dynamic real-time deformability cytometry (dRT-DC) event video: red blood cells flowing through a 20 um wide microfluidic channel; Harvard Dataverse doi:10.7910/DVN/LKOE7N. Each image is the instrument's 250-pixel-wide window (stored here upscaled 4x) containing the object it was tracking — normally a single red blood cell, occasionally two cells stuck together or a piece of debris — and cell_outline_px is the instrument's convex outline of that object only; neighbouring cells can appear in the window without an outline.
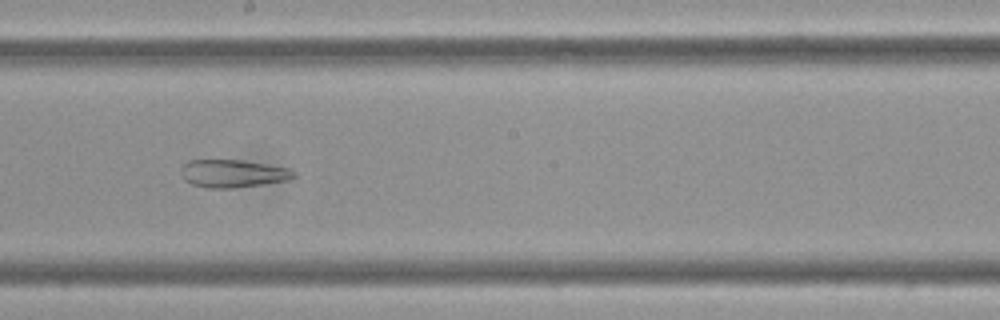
{"species": "Egyptian fruit bat (a non-hibernating species)", "species_latin": "Rousettus aegyptiacus", "temperature_condition": "cold", "stored_images_in_passage": 60, "camera_frame_rate_fps": 3000, "um_per_image_px": 0.085, "frame": {"image": 1, "passage_image": 34, "time_ms": 11.0, "image_size_px": [1000, 320], "cell_outline_px": [[296, 176], [288, 180], [232, 188], [204, 188], [192, 184], [184, 180], [180, 176], [180, 168], [188, 160], [244, 160], [288, 168], [296, 172]], "centroid_in_image_um": [19.75, 14.74], "position_along_channel_um": 228.5, "area_um2": 18.38}}
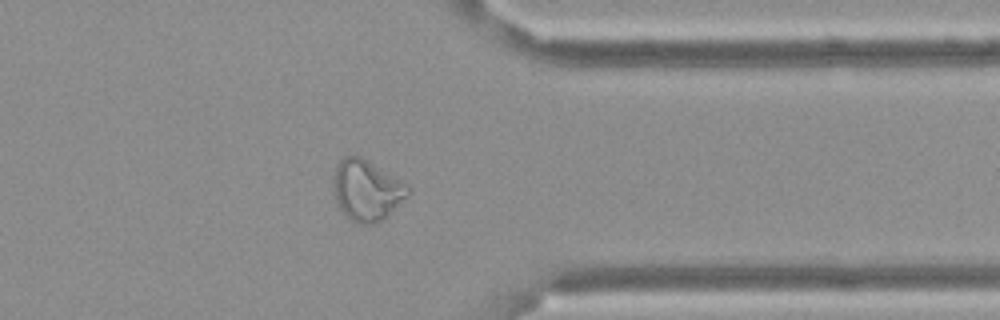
{"frame": {"image": 2, "passage_image": 48, "time_ms": 15.667, "image_size_px": [1000, 320], "cell_outline_px": [[408, 196], [388, 216], [372, 224], [356, 224], [344, 216], [332, 192], [332, 180], [336, 168], [340, 160], [344, 156], [360, 156], [408, 184]], "centroid_in_image_um": [31.14, 16.19], "position_along_channel_um": 380.3, "area_um2": 26.53}}
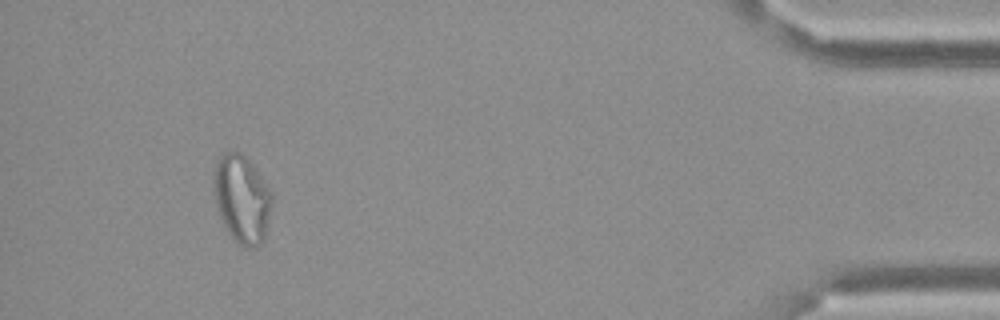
{"frame": {"image": 3, "passage_image": 56, "time_ms": 18.333, "image_size_px": [1000, 320], "cell_outline_px": [[272, 200], [264, 240], [256, 248], [244, 248], [236, 244], [228, 232], [216, 208], [216, 160], [224, 152], [240, 152], [252, 164], [268, 188], [272, 196]], "centroid_in_image_um": [20.58, 16.97], "position_along_channel_um": 414.6, "area_um2": 29.19}, "authors_computed_cell_mechanics": {"area_um2": 28.2353, "velocity_mm_per_s": 3.3959, "shape_relaxation_time_tau1_ms": null, "shape_relaxation_time_tau2_ms": 3.7964, "deformation_change_tau1": null, "deformation_change_tau2": 0.1218}}